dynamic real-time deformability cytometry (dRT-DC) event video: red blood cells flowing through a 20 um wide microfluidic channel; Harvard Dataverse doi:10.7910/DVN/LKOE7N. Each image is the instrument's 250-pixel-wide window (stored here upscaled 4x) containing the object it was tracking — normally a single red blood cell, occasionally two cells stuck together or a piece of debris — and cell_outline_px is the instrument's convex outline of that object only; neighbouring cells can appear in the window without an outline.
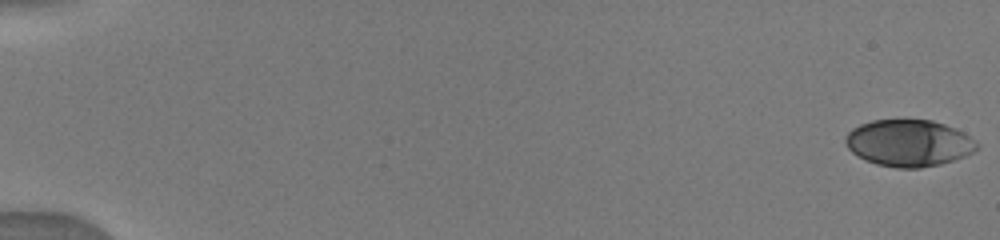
{"species": "human", "species_latin": "Homo sapiens", "temperature_condition": "warm", "stored_images_in_passage": 40, "camera_frame_rate_fps": 3000, "um_per_image_px": 0.085, "donor": {"sex": "male"}, "frame": {"image": 1, "passage_image": 1, "time_ms": 0.0, "image_size_px": [1000, 240], "cell_outline_px": [[980, 144], [972, 152], [964, 156], [940, 164], [920, 168], [896, 168], [876, 164], [864, 160], [852, 152], [848, 148], [844, 140], [848, 132], [852, 128], [860, 124], [872, 120], [932, 120], [944, 124], [964, 132], [976, 140]], "centroid_in_image_um": [77.23, 12.16], "position_along_channel_um": 7.8, "area_um2": 35.84}}
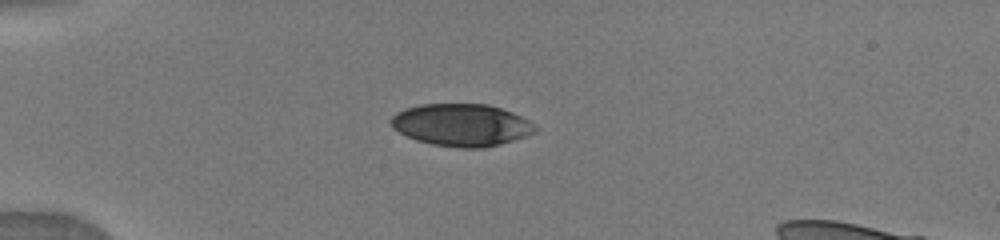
{"frame": {"image": 2, "passage_image": 24, "time_ms": 4.667, "image_size_px": [1000, 240], "cell_outline_px": [[540, 128], [536, 132], [500, 144], [484, 148], [460, 148], [432, 144], [416, 140], [392, 128], [388, 120], [396, 112], [404, 108], [420, 104], [488, 104], [512, 112], [528, 120]], "centroid_in_image_um": [39.2, 10.62], "position_along_channel_um": 45.8, "area_um2": 35.66}}
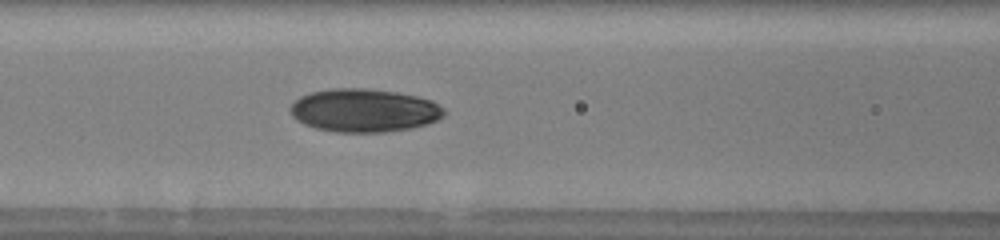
{"frame": {"image": 3, "passage_image": 32, "time_ms": 7.667, "image_size_px": [1000, 240], "cell_outline_px": [[444, 116], [428, 124], [412, 128], [384, 132], [336, 132], [316, 128], [304, 124], [296, 120], [292, 116], [288, 108], [300, 96], [312, 92], [332, 88], [364, 88], [396, 92], [416, 96], [432, 100], [444, 108]], "centroid_in_image_um": [30.94, 9.39], "position_along_channel_um": 135.7, "area_um2": 38.84}}